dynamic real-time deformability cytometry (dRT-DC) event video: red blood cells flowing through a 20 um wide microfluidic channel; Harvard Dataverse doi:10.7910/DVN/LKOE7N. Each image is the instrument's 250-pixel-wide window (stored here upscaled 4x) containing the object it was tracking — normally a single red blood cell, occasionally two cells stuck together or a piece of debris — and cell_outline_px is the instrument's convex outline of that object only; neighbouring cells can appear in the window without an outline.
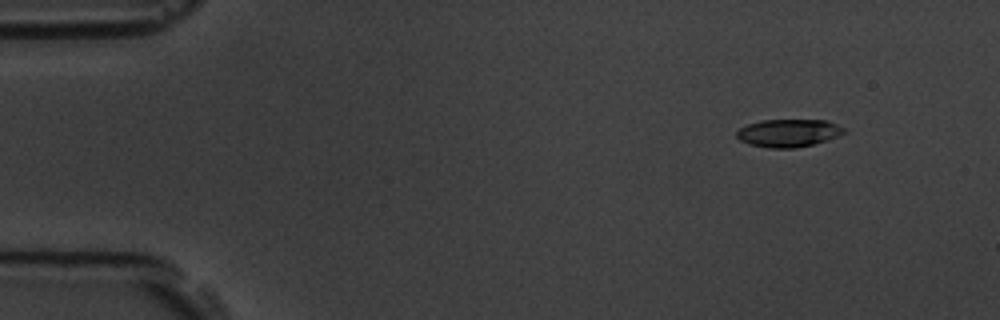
{"species": "common noctule bat (a hibernating species)", "species_latin": "Nyctalus noctula", "temperature_condition": "room temperature", "stored_images_in_passage": 5, "camera_frame_rate_fps": 3000, "um_per_image_px": 0.085, "animal": {"sex": "male", "body_mass_g": 19.5, "forearm_length_mm": 54.6}, "frame": {"image": 1, "passage_image": 1, "time_ms": 0.0, "image_size_px": [1000, 320], "cell_outline_px": [[848, 132], [828, 140], [796, 148], [768, 148], [748, 144], [740, 140], [736, 136], [736, 132], [740, 128], [748, 124], [760, 120], [824, 120], [836, 124], [844, 128]], "centroid_in_image_um": [67.02, 11.31], "position_along_channel_um": 18.0, "area_um2": 17.46}}
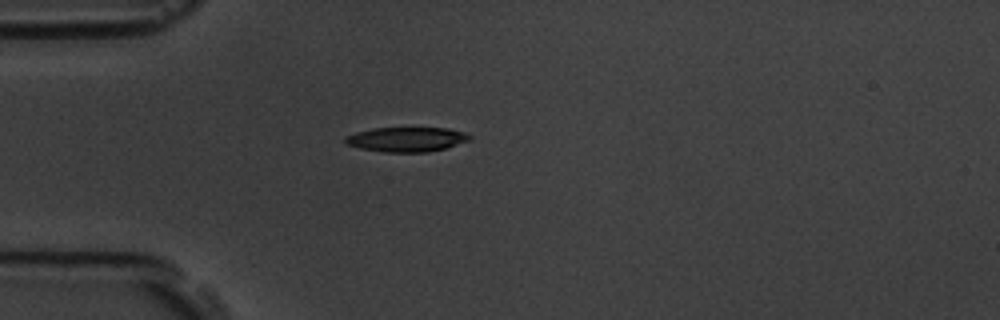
{"frame": {"image": 2, "passage_image": 4, "time_ms": 3.333, "image_size_px": [1000, 320], "cell_outline_px": [[472, 136], [468, 140], [444, 148], [428, 152], [384, 152], [360, 148], [344, 144], [344, 136], [356, 132], [372, 128], [448, 128], [464, 132]], "centroid_in_image_um": [34.49, 11.84], "position_along_channel_um": 50.5, "area_um2": 17.8}}